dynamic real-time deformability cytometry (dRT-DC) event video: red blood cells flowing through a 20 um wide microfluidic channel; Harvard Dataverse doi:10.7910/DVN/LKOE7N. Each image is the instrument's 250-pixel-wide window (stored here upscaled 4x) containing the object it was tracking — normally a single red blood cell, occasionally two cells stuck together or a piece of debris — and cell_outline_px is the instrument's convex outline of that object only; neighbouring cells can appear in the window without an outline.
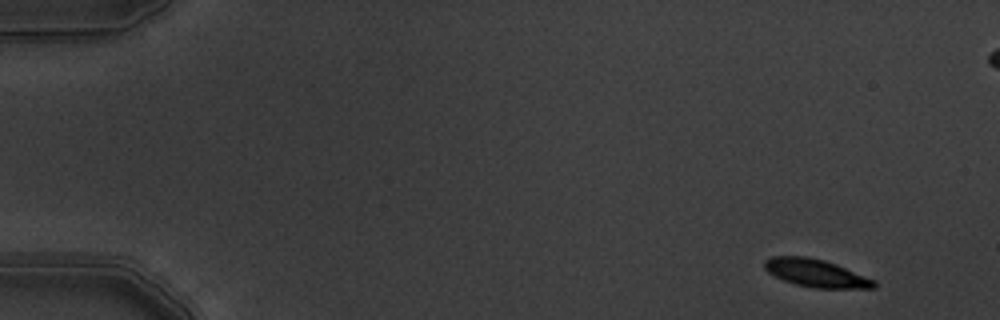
{"species": "common noctule bat (a hibernating species)", "species_latin": "Nyctalus noctula", "temperature_condition": "warm", "stored_images_in_passage": 6, "camera_frame_rate_fps": 3000, "um_per_image_px": 0.085, "animal": {"sex": "male", "body_mass_g": 19.5, "forearm_length_mm": 54.6}, "frame": {"image": 1, "passage_image": 1, "time_ms": 0.0, "image_size_px": [1000, 320], "cell_outline_px": [[876, 288], [812, 288], [796, 284], [784, 280], [768, 272], [764, 268], [764, 260], [772, 256], [808, 256], [824, 260], [836, 264], [876, 280]], "centroid_in_image_um": [69.36, 23.21], "position_along_channel_um": 15.6, "area_um2": 17.74}}